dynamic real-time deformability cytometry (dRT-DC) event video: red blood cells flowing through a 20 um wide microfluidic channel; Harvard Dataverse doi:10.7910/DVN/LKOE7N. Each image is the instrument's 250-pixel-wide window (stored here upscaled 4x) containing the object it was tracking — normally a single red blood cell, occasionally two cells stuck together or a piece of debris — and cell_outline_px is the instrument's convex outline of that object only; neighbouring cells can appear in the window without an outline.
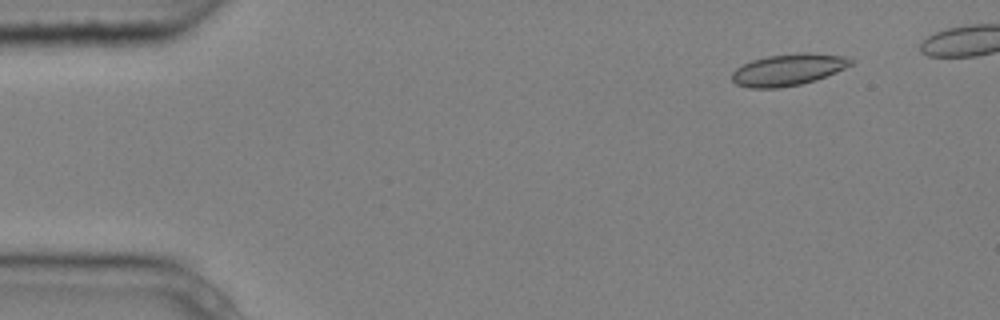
{"species": "common noctule bat (a hibernating species)", "species_latin": "Nyctalus noctula", "temperature_condition": "cold", "stored_images_in_passage": 7, "segment_of_instrument_passage": [1, 2], "camera_frame_rate_fps": 3000, "um_per_image_px": 0.085, "animal": {"sex": "male", "body_mass_g": 20.4}, "frame": {"image": 1, "passage_image": 2, "time_ms": 0.333, "image_size_px": [1000, 320], "cell_outline_px": [[856, 60], [852, 64], [836, 72], [816, 80], [800, 84], [780, 88], [748, 88], [736, 84], [732, 80], [732, 72], [736, 68], [752, 60], [768, 56], [800, 52], [808, 52], [852, 56]], "centroid_in_image_um": [67.05, 5.91], "position_along_channel_um": 17.9, "area_um2": 22.25}}
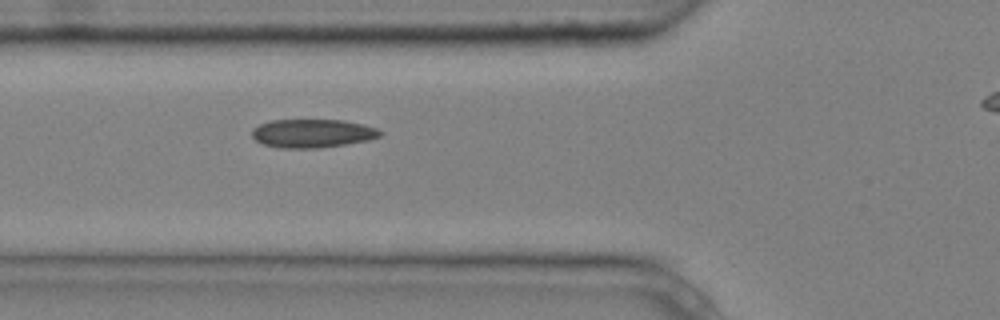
{"frame": {"image": 2, "passage_image": 6, "time_ms": 1.667, "image_size_px": [1000, 320], "cell_outline_px": [[384, 132], [380, 136], [368, 140], [320, 148], [280, 148], [260, 144], [252, 136], [252, 128], [260, 124], [272, 120], [344, 120], [376, 128]], "centroid_in_image_um": [26.52, 11.34], "position_along_channel_um": 99.3, "area_um2": 21.27}}